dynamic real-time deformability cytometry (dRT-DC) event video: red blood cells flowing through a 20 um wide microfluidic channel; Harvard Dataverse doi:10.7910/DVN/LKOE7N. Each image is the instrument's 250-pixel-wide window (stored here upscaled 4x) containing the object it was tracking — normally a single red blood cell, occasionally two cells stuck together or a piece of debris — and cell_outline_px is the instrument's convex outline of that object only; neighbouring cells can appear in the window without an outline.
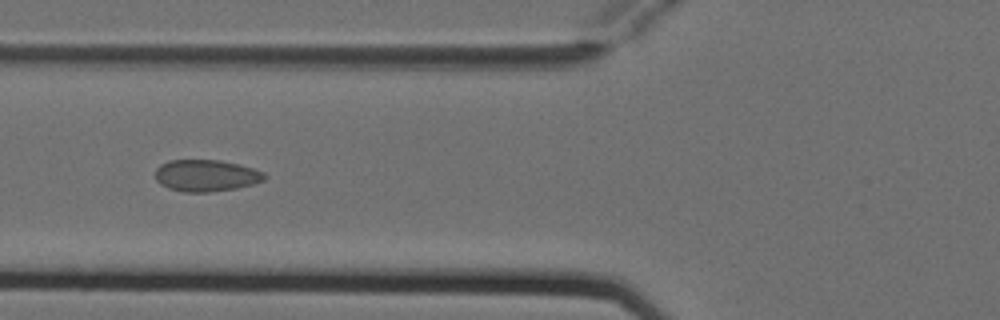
{"species": "Egyptian fruit bat (a non-hibernating species)", "species_latin": "Rousettus aegyptiacus", "temperature_condition": "cold", "stored_images_in_passage": 8, "camera_frame_rate_fps": 3000, "um_per_image_px": 0.085, "animal": {"sex": "female"}, "frame": {"image": 1, "passage_image": 5, "time_ms": 1.333, "image_size_px": [1000, 320], "cell_outline_px": [[268, 176], [264, 180], [252, 184], [236, 188], [208, 192], [184, 192], [168, 188], [160, 184], [156, 180], [156, 168], [160, 164], [168, 160], [220, 160], [240, 164], [264, 172]], "centroid_in_image_um": [17.51, 14.91], "position_along_channel_um": 108.3, "area_um2": 20.29}}
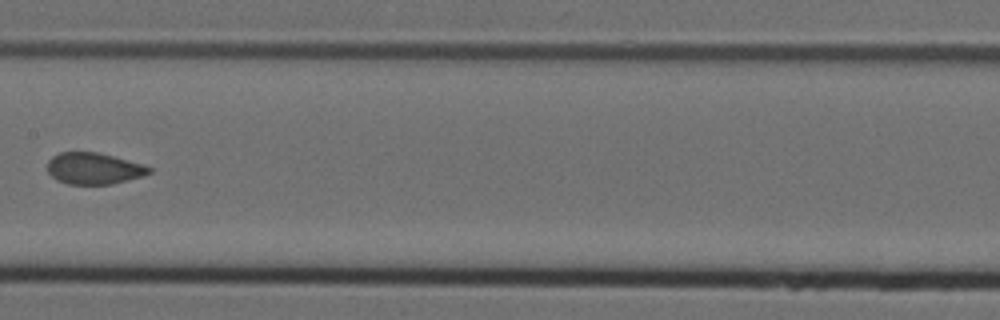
{"frame": {"image": 2, "passage_image": 7, "time_ms": 2.0, "image_size_px": [1000, 320], "cell_outline_px": [[152, 172], [144, 176], [112, 184], [68, 184], [56, 180], [48, 172], [48, 160], [52, 156], [60, 152], [96, 152], [144, 164], [152, 168]], "centroid_in_image_um": [7.99, 14.32], "position_along_channel_um": 199.4, "area_um2": 18.73}}
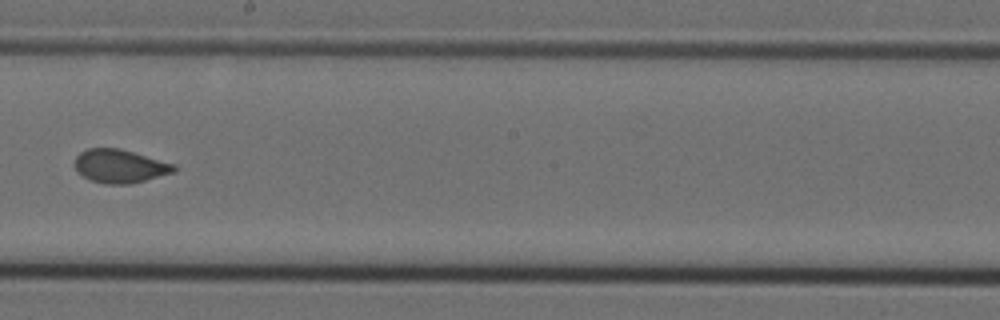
{"frame": {"image": 3, "passage_image": 8, "time_ms": 2.333, "image_size_px": [1000, 320], "cell_outline_px": [[176, 172], [132, 184], [104, 184], [88, 180], [76, 172], [72, 164], [76, 156], [80, 152], [88, 148], [120, 148], [176, 164]], "centroid_in_image_um": [10.16, 14.13], "position_along_channel_um": 238.0, "area_um2": 19.88}}